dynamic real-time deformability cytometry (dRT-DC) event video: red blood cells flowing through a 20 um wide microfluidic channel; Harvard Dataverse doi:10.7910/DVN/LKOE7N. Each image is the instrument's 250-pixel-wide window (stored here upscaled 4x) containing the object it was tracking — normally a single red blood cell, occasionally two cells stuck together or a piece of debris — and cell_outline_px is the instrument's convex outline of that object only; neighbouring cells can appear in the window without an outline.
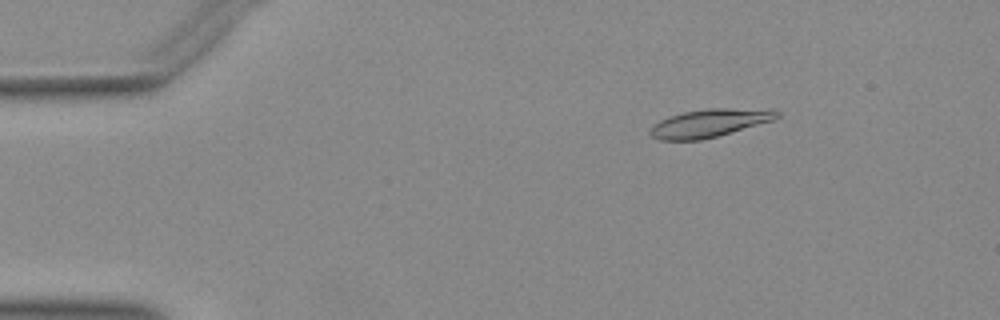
{"species": "Egyptian fruit bat (a non-hibernating species)", "species_latin": "Rousettus aegyptiacus", "temperature_condition": "warm", "stored_images_in_passage": 52, "camera_frame_rate_fps": 3000, "um_per_image_px": 0.085, "animal": {"sex": "female"}, "frame": {"image": 1, "passage_image": 8, "time_ms": 2.333, "image_size_px": [1000, 320], "cell_outline_px": [[780, 116], [772, 120], [716, 136], [700, 140], [660, 140], [652, 136], [648, 132], [660, 120], [668, 116], [684, 112], [708, 108], [772, 108], [780, 112]], "centroid_in_image_um": [60.34, 10.43], "position_along_channel_um": 24.7, "area_um2": 20.58}}
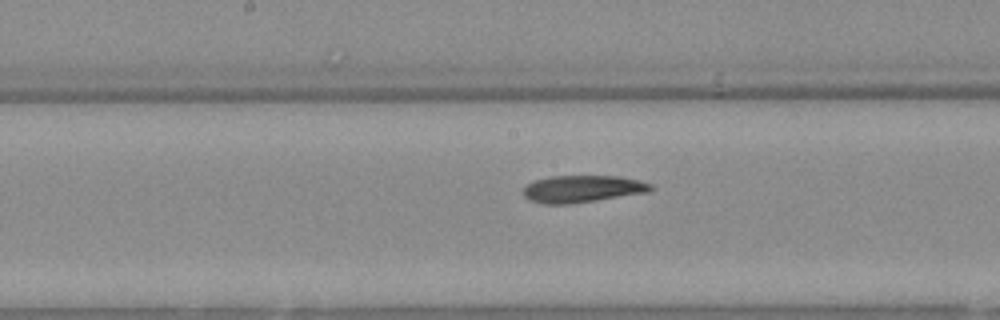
{"frame": {"image": 2, "passage_image": 27, "time_ms": 8.667, "image_size_px": [1000, 320], "cell_outline_px": [[652, 188], [648, 192], [596, 200], [568, 204], [544, 204], [528, 200], [524, 196], [524, 188], [532, 180], [552, 176], [620, 176], [652, 184]], "centroid_in_image_um": [49.46, 16.05], "position_along_channel_um": 198.7, "area_um2": 20.0}}
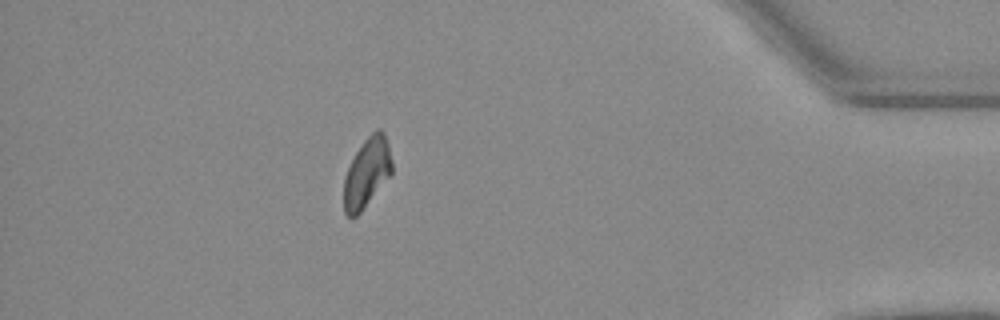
{"frame": {"image": 3, "passage_image": 46, "time_ms": 15.0, "image_size_px": [1000, 320], "cell_outline_px": [[392, 172], [360, 212], [352, 220], [344, 212], [344, 180], [348, 168], [356, 152], [364, 140], [376, 128], [380, 128], [384, 132], [388, 144], [392, 160]], "centroid_in_image_um": [31.18, 14.66], "position_along_channel_um": 404.0, "area_um2": 19.19}}